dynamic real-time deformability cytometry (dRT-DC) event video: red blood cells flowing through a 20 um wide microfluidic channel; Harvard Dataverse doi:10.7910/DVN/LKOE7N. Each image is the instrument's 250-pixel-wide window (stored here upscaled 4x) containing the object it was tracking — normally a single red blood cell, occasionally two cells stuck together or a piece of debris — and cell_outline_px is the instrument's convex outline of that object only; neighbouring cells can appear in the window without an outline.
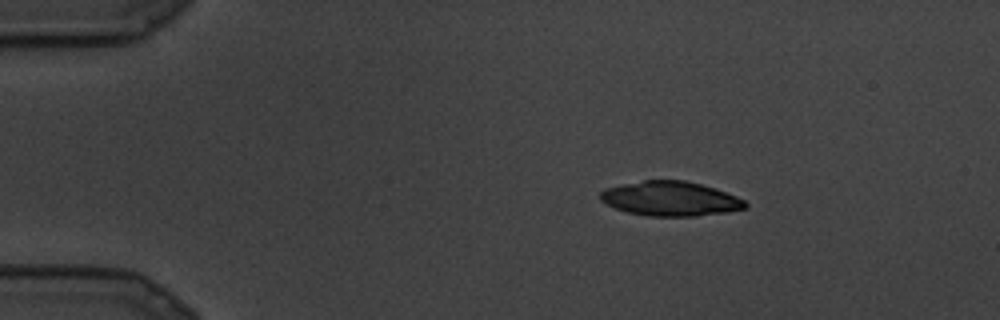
{"species": "common noctule bat (a hibernating species)", "species_latin": "Nyctalus noctula", "temperature_condition": "cold", "stored_images_in_passage": 10, "camera_frame_rate_fps": 3000, "um_per_image_px": 0.085, "animal": {"sex": "male", "body_mass_g": 19.5, "forearm_length_mm": 54.6}, "frame": {"image": 1, "passage_image": 1, "time_ms": 0.0, "image_size_px": [1000, 320], "cell_outline_px": [[748, 204], [744, 208], [728, 212], [696, 216], [648, 216], [628, 212], [616, 208], [600, 200], [600, 192], [604, 188], [644, 180], [684, 180], [716, 188], [736, 196], [744, 200]], "centroid_in_image_um": [56.99, 16.89], "position_along_channel_um": 28.0, "area_um2": 29.07}}